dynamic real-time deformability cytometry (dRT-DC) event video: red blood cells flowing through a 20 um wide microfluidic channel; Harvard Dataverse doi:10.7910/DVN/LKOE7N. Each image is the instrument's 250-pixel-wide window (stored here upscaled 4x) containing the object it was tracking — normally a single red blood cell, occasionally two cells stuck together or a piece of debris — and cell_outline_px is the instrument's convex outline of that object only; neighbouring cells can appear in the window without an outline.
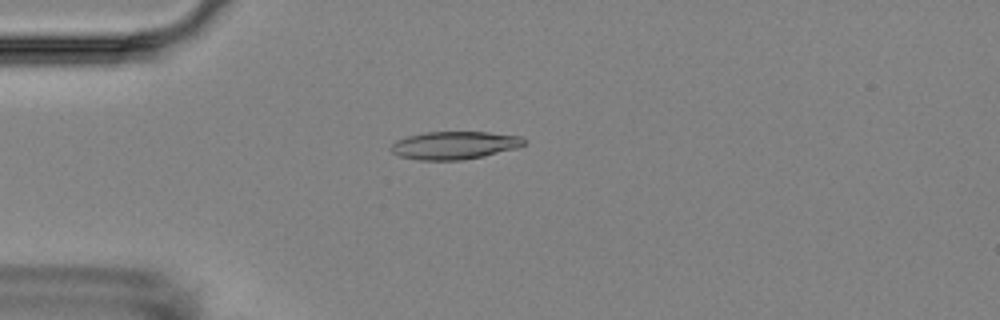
{"species": "Egyptian fruit bat (a non-hibernating species)", "species_latin": "Rousettus aegyptiacus", "temperature_condition": "room temperature", "stored_images_in_passage": 6, "camera_frame_rate_fps": 3000, "um_per_image_px": 0.085, "animal": {"sex": "female"}, "frame": {"image": 1, "passage_image": 1, "time_ms": 0.0, "image_size_px": [1000, 320], "cell_outline_px": [[524, 144], [516, 148], [484, 156], [460, 160], [416, 160], [400, 156], [392, 152], [388, 148], [396, 140], [408, 136], [424, 132], [488, 132], [520, 136], [524, 140]], "centroid_in_image_um": [38.58, 12.35], "position_along_channel_um": 46.4, "area_um2": 21.56}}
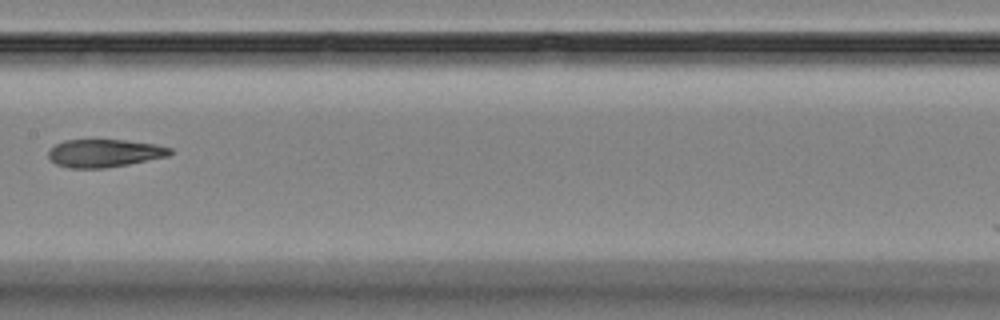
{"frame": {"image": 2, "passage_image": 5, "time_ms": 4.667, "image_size_px": [1000, 320], "cell_outline_px": [[172, 152], [168, 156], [128, 164], [104, 168], [68, 168], [56, 164], [48, 156], [48, 152], [56, 144], [64, 140], [124, 140], [156, 144], [172, 148]], "centroid_in_image_um": [8.88, 13.02], "position_along_channel_um": 198.5, "area_um2": 19.65}}
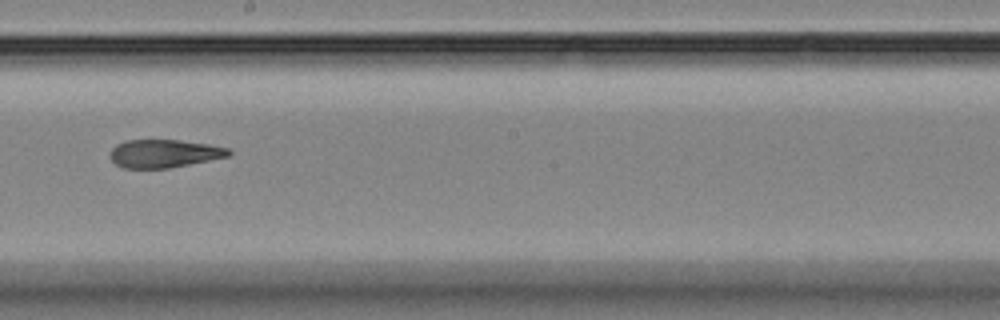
{"frame": {"image": 3, "passage_image": 6, "time_ms": 5.667, "image_size_px": [1000, 320], "cell_outline_px": [[232, 152], [228, 156], [168, 168], [120, 168], [112, 160], [112, 148], [116, 144], [124, 140], [180, 140], [208, 144], [228, 148]], "centroid_in_image_um": [13.93, 13.04], "position_along_channel_um": 234.3, "area_um2": 19.19}}